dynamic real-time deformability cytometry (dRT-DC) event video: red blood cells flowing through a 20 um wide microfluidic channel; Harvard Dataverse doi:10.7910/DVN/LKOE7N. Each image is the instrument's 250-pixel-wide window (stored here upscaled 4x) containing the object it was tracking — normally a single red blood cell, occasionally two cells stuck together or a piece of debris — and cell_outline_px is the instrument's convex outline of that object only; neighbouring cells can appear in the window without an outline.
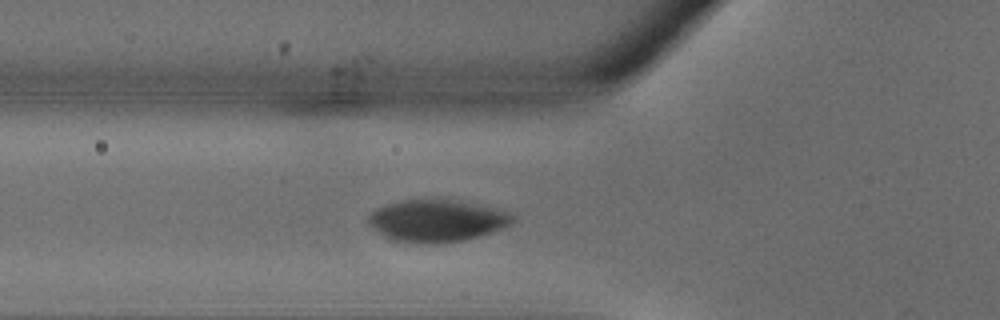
{"species": "common noctule bat (a hibernating species)", "species_latin": "Nyctalus noctula", "temperature_condition": "warm", "stored_images_in_passage": 27, "camera_frame_rate_fps": 3000, "um_per_image_px": 0.085, "animal": {"sex": "male", "body_mass_g": 18.8}, "frame": {"image": 1, "passage_image": 7, "time_ms": 2.0, "image_size_px": [1000, 320], "cell_outline_px": [[516, 220], [512, 224], [504, 228], [480, 236], [464, 240], [436, 244], [416, 244], [392, 240], [384, 236], [368, 224], [368, 216], [372, 212], [388, 204], [408, 200], [448, 200], [472, 204], [512, 212], [516, 216]], "centroid_in_image_um": [37.17, 18.8], "position_along_channel_um": 88.6, "area_um2": 35.2}}
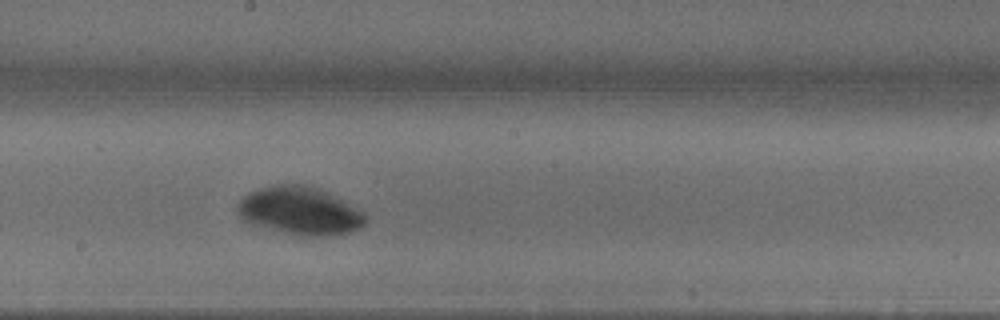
{"frame": {"image": 2, "passage_image": 14, "time_ms": 4.333, "image_size_px": [1000, 320], "cell_outline_px": [[368, 220], [360, 228], [348, 232], [332, 236], [300, 236], [252, 224], [244, 220], [236, 212], [236, 204], [248, 192], [272, 184], [304, 184], [316, 188], [364, 212], [368, 216]], "centroid_in_image_um": [25.46, 17.93], "position_along_channel_um": 222.7, "area_um2": 35.6}}
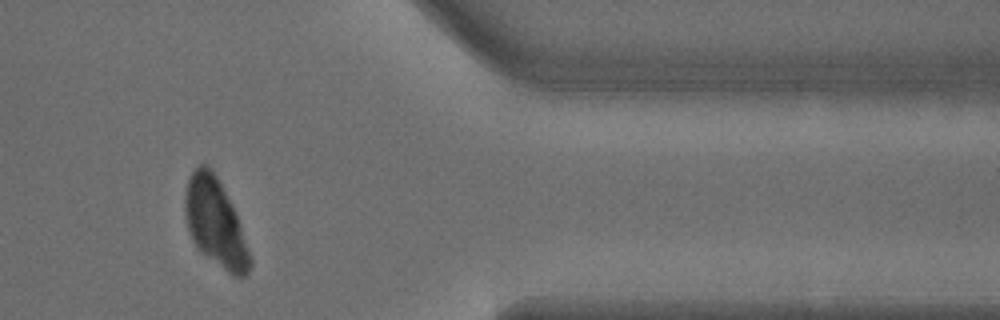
{"frame": {"image": 3, "passage_image": 24, "time_ms": 7.667, "image_size_px": [1000, 320], "cell_outline_px": [[252, 264], [248, 272], [244, 276], [232, 276], [200, 252], [196, 248], [188, 232], [184, 212], [184, 200], [188, 176], [200, 164], [208, 164], [212, 168], [236, 216], [252, 260]], "centroid_in_image_um": [18.25, 18.95], "position_along_channel_um": 393.1, "area_um2": 32.89}}